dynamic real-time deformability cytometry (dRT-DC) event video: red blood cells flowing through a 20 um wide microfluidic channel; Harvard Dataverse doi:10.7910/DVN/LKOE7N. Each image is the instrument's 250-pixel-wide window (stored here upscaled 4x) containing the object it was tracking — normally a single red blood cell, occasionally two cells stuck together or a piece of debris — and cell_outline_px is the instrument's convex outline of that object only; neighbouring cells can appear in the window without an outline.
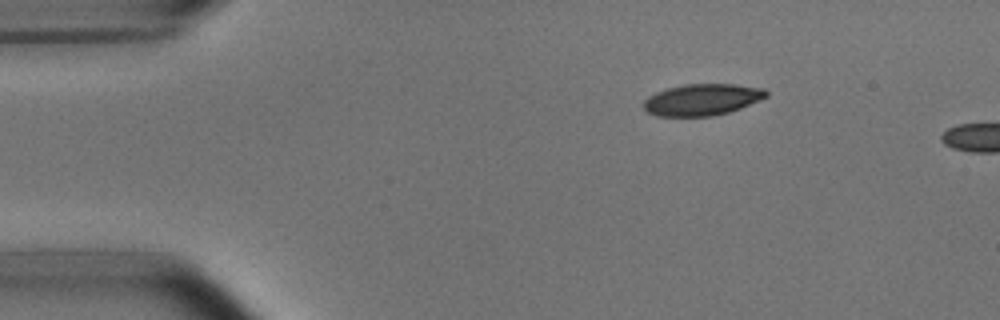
{"species": "common noctule bat (a hibernating species)", "species_latin": "Nyctalus noctula", "temperature_condition": "room temperature", "stored_images_in_passage": 4, "camera_frame_rate_fps": 3000, "um_per_image_px": 0.085, "animal": {"sex": "male", "body_mass_g": 15.6}, "frame": {"image": 1, "passage_image": 1, "time_ms": 0.0, "image_size_px": [1000, 320], "cell_outline_px": [[768, 96], [740, 108], [728, 112], [712, 116], [656, 116], [648, 112], [644, 108], [644, 100], [648, 96], [656, 92], [668, 88], [684, 84], [736, 84], [764, 88], [768, 92]], "centroid_in_image_um": [59.68, 8.46], "position_along_channel_um": 25.3, "area_um2": 22.48}}